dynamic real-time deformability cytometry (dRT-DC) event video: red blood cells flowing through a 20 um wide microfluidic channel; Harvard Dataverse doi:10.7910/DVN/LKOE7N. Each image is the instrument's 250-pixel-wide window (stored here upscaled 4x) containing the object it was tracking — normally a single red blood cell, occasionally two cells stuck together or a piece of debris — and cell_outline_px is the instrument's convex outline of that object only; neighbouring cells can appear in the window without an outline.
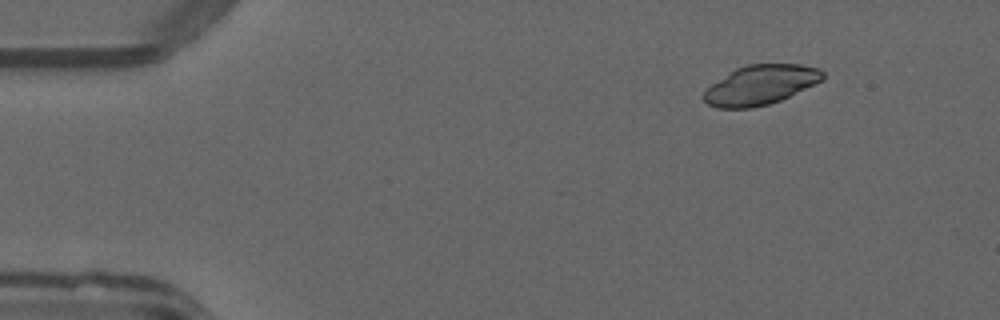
{"species": "common noctule bat (a hibernating species)", "species_latin": "Nyctalus noctula", "temperature_condition": "warm", "stored_images_in_passage": 11, "camera_frame_rate_fps": 3000, "um_per_image_px": 0.085, "animal": {"sex": "male", "forearm_length_mm": 52.5}, "frame": {"image": 1, "passage_image": 1, "time_ms": 0.0, "image_size_px": [1000, 320], "cell_outline_px": [[824, 80], [780, 100], [768, 104], [752, 108], [716, 108], [708, 104], [704, 100], [704, 92], [712, 84], [736, 68], [748, 64], [800, 64], [820, 68], [824, 72]], "centroid_in_image_um": [64.68, 7.21], "position_along_channel_um": 20.3, "area_um2": 27.28}}